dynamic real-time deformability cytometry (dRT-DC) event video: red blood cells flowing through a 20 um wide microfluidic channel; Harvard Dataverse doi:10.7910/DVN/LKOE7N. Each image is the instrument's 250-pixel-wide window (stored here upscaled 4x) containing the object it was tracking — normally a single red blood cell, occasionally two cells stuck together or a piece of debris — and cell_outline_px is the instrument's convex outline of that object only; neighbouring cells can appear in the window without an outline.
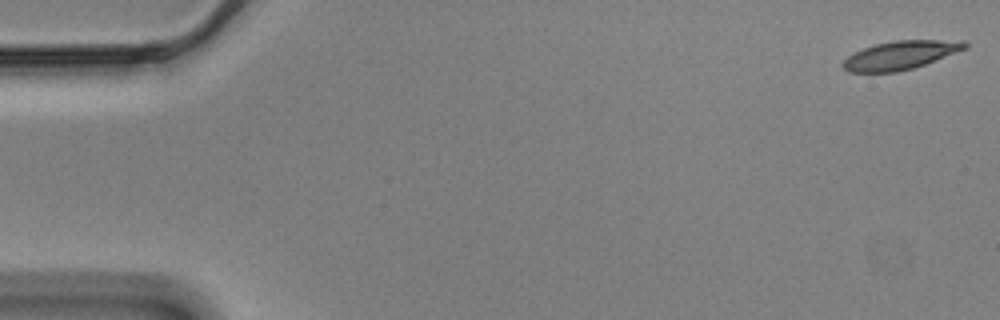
{"species": "Egyptian fruit bat (a non-hibernating species)", "species_latin": "Rousettus aegyptiacus", "temperature_condition": "cold", "stored_images_in_passage": 57, "segment_of_instrument_passage": [1, 2], "camera_frame_rate_fps": 3000, "um_per_image_px": 0.085, "animal": {"sex": "male"}, "frame": {"image": 1, "passage_image": 1, "time_ms": 0.0, "image_size_px": [1000, 320], "cell_outline_px": [[968, 48], [924, 64], [912, 68], [896, 72], [848, 72], [840, 64], [848, 56], [864, 48], [876, 44], [892, 40], [964, 40], [968, 44]], "centroid_in_image_um": [76.55, 4.68], "position_along_channel_um": 8.5, "area_um2": 20.17}}
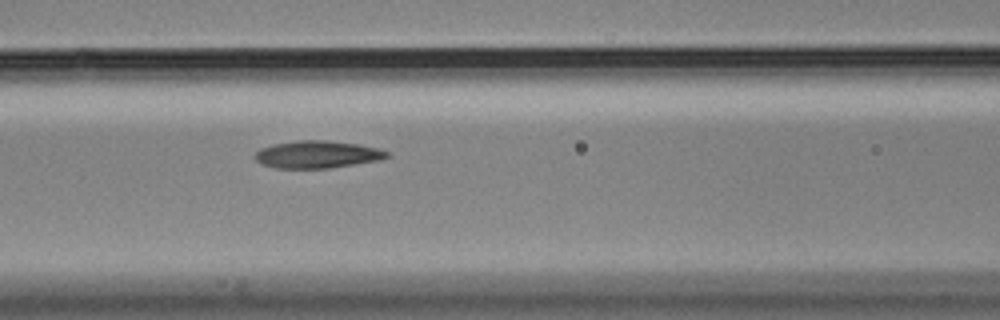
{"frame": {"image": 2, "passage_image": 24, "time_ms": 7.667, "image_size_px": [1000, 320], "cell_outline_px": [[388, 156], [380, 160], [328, 168], [276, 168], [260, 164], [256, 160], [256, 152], [260, 148], [276, 144], [296, 140], [324, 140], [360, 144], [376, 148], [388, 152]], "centroid_in_image_um": [26.95, 13.13], "position_along_channel_um": 139.7, "area_um2": 20.87}}
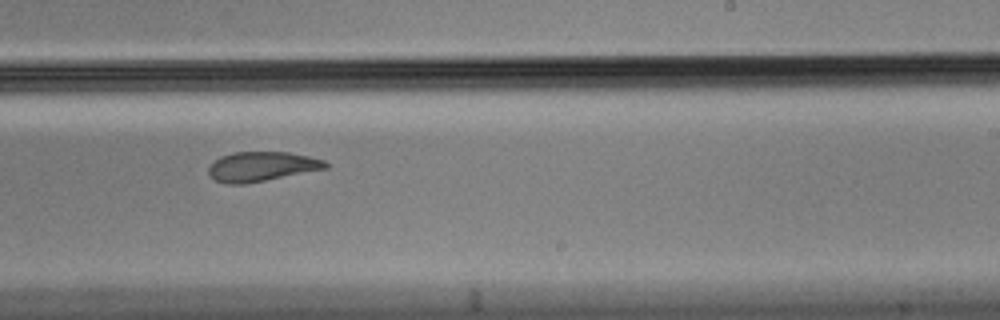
{"frame": {"image": 3, "passage_image": 35, "time_ms": 11.333, "image_size_px": [1000, 320], "cell_outline_px": [[328, 168], [244, 184], [224, 184], [216, 180], [208, 172], [208, 168], [220, 156], [232, 152], [288, 152], [308, 156], [324, 160], [328, 164]], "centroid_in_image_um": [22.23, 14.15], "position_along_channel_um": 266.8, "area_um2": 20.0}}